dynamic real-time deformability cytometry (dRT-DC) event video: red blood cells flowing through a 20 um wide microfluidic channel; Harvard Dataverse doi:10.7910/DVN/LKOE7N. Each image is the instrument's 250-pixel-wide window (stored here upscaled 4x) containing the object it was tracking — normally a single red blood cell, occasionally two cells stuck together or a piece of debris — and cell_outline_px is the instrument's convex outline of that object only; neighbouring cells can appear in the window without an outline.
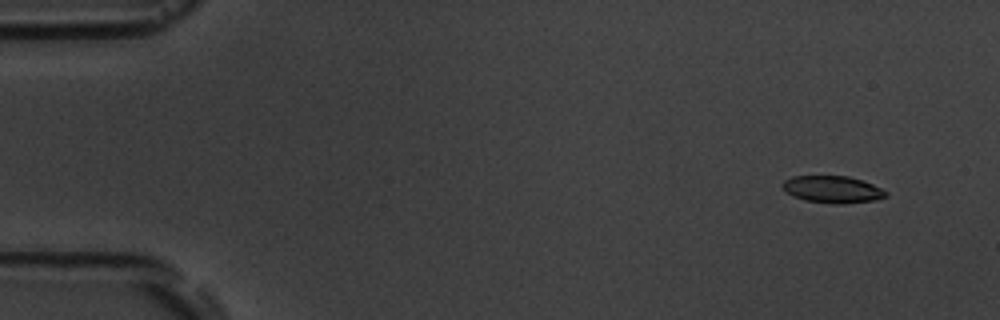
{"species": "common noctule bat (a hibernating species)", "species_latin": "Nyctalus noctula", "temperature_condition": "room temperature", "stored_images_in_passage": 5, "camera_frame_rate_fps": 3000, "um_per_image_px": 0.085, "animal": {"sex": "male", "body_mass_g": 19.5, "forearm_length_mm": 54.6}, "frame": {"image": 1, "passage_image": 1, "time_ms": 0.0, "image_size_px": [1000, 320], "cell_outline_px": [[888, 196], [876, 200], [844, 204], [832, 204], [804, 200], [792, 196], [780, 184], [784, 180], [792, 176], [848, 176], [872, 184], [888, 192]], "centroid_in_image_um": [70.76, 16.11], "position_along_channel_um": 14.2, "area_um2": 16.36}}